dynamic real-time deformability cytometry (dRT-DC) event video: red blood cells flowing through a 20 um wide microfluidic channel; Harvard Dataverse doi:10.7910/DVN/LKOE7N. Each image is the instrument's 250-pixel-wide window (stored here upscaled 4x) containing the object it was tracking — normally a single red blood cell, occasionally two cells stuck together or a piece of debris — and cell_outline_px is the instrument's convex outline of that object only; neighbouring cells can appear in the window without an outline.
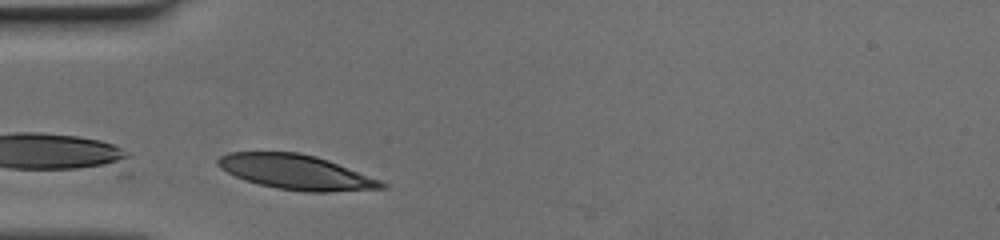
{"species": "human", "species_latin": "Homo sapiens", "temperature_condition": "cold", "stored_images_in_passage": 25, "camera_frame_rate_fps": 3000, "um_per_image_px": 0.085, "donor": {"sex": "female"}, "frame": {"image": 1, "passage_image": 1, "time_ms": 0.0, "image_size_px": [1000, 240], "cell_outline_px": [[388, 188], [328, 192], [304, 192], [276, 188], [244, 180], [220, 168], [216, 164], [216, 160], [220, 156], [228, 152], [300, 152], [316, 156], [328, 160], [380, 180], [388, 184]], "centroid_in_image_um": [25.16, 14.63], "position_along_channel_um": 59.8, "area_um2": 33.18}}
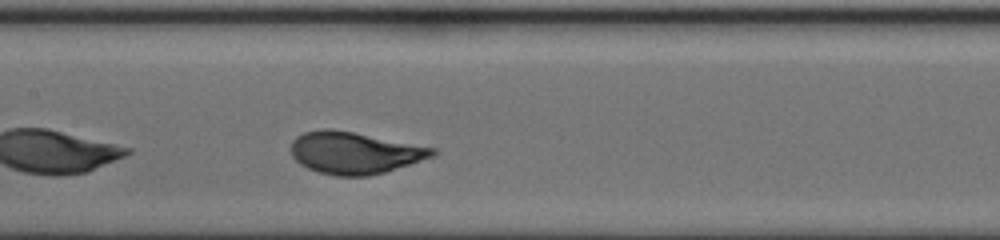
{"frame": {"image": 2, "passage_image": 10, "time_ms": 3.0, "image_size_px": [1000, 240], "cell_outline_px": [[440, 152], [436, 156], [384, 172], [368, 176], [336, 176], [320, 172], [308, 168], [300, 164], [292, 156], [292, 140], [296, 136], [304, 132], [324, 128], [328, 128], [352, 132], [436, 148]], "centroid_in_image_um": [30.16, 12.99], "position_along_channel_um": 177.2, "area_um2": 34.51}}
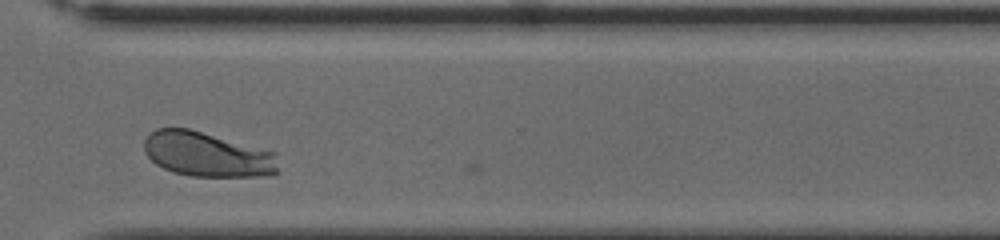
{"frame": {"image": 3, "passage_image": 23, "time_ms": 7.333, "image_size_px": [1000, 240], "cell_outline_px": [[276, 172], [272, 176], [192, 176], [172, 172], [156, 164], [144, 152], [144, 140], [156, 128], [188, 128], [276, 152]], "centroid_in_image_um": [17.6, 13.12], "position_along_channel_um": 353.0, "area_um2": 34.8}}